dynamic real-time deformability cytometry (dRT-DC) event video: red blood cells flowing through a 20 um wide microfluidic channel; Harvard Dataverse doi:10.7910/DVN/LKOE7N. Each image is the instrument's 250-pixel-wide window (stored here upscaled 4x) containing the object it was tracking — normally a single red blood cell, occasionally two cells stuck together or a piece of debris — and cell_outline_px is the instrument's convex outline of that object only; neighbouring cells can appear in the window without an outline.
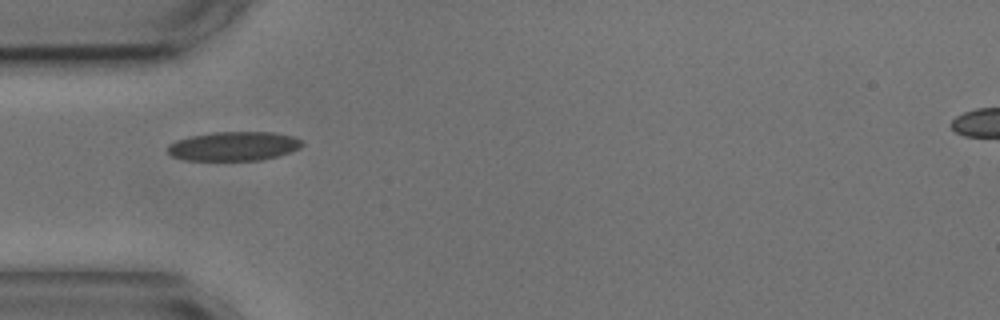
{"species": "common noctule bat (a hibernating species)", "species_latin": "Nyctalus noctula", "temperature_condition": "cold", "stored_images_in_passage": 2, "camera_frame_rate_fps": 3000, "um_per_image_px": 0.085, "animal": {"sex": "male", "body_mass_g": 17.9, "forearm_length_mm": 54.2}, "frame": {"image": 1, "passage_image": 1, "time_ms": 0.0, "image_size_px": [1000, 320], "cell_outline_px": [[304, 144], [300, 148], [276, 156], [260, 160], [184, 160], [172, 156], [168, 152], [168, 144], [176, 140], [192, 136], [212, 132], [276, 132], [292, 136], [304, 140]], "centroid_in_image_um": [19.88, 12.42], "position_along_channel_um": 65.1, "area_um2": 22.83}}